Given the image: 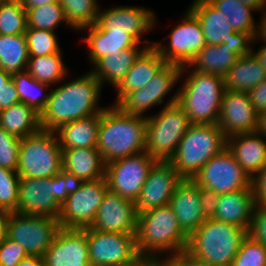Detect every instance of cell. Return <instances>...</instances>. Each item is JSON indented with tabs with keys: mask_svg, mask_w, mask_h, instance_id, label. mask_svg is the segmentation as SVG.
<instances>
[{
	"mask_svg": "<svg viewBox=\"0 0 266 266\" xmlns=\"http://www.w3.org/2000/svg\"><path fill=\"white\" fill-rule=\"evenodd\" d=\"M101 90L102 84L91 72L51 89L40 114L41 129L55 131L66 123L102 112L106 107L97 105Z\"/></svg>",
	"mask_w": 266,
	"mask_h": 266,
	"instance_id": "cell-1",
	"label": "cell"
},
{
	"mask_svg": "<svg viewBox=\"0 0 266 266\" xmlns=\"http://www.w3.org/2000/svg\"><path fill=\"white\" fill-rule=\"evenodd\" d=\"M146 116L131 115L112 104L101 112L97 149L105 164L145 151Z\"/></svg>",
	"mask_w": 266,
	"mask_h": 266,
	"instance_id": "cell-2",
	"label": "cell"
},
{
	"mask_svg": "<svg viewBox=\"0 0 266 266\" xmlns=\"http://www.w3.org/2000/svg\"><path fill=\"white\" fill-rule=\"evenodd\" d=\"M136 245L145 261L161 260V252H168L165 260H169L187 249L188 236L180 228L174 211L166 205L138 214Z\"/></svg>",
	"mask_w": 266,
	"mask_h": 266,
	"instance_id": "cell-3",
	"label": "cell"
},
{
	"mask_svg": "<svg viewBox=\"0 0 266 266\" xmlns=\"http://www.w3.org/2000/svg\"><path fill=\"white\" fill-rule=\"evenodd\" d=\"M245 228L215 219H206L188 237L186 251L212 266H230L243 239Z\"/></svg>",
	"mask_w": 266,
	"mask_h": 266,
	"instance_id": "cell-4",
	"label": "cell"
},
{
	"mask_svg": "<svg viewBox=\"0 0 266 266\" xmlns=\"http://www.w3.org/2000/svg\"><path fill=\"white\" fill-rule=\"evenodd\" d=\"M189 73L177 90L176 103L187 114L191 124H217L226 91L224 77L194 70Z\"/></svg>",
	"mask_w": 266,
	"mask_h": 266,
	"instance_id": "cell-5",
	"label": "cell"
},
{
	"mask_svg": "<svg viewBox=\"0 0 266 266\" xmlns=\"http://www.w3.org/2000/svg\"><path fill=\"white\" fill-rule=\"evenodd\" d=\"M225 147L226 137L218 124H191L169 162L183 178L192 179Z\"/></svg>",
	"mask_w": 266,
	"mask_h": 266,
	"instance_id": "cell-6",
	"label": "cell"
},
{
	"mask_svg": "<svg viewBox=\"0 0 266 266\" xmlns=\"http://www.w3.org/2000/svg\"><path fill=\"white\" fill-rule=\"evenodd\" d=\"M175 93L157 115L146 116L145 151L157 161H169L191 125Z\"/></svg>",
	"mask_w": 266,
	"mask_h": 266,
	"instance_id": "cell-7",
	"label": "cell"
},
{
	"mask_svg": "<svg viewBox=\"0 0 266 266\" xmlns=\"http://www.w3.org/2000/svg\"><path fill=\"white\" fill-rule=\"evenodd\" d=\"M62 148L54 131L21 138L17 173L20 178H50L62 171Z\"/></svg>",
	"mask_w": 266,
	"mask_h": 266,
	"instance_id": "cell-8",
	"label": "cell"
},
{
	"mask_svg": "<svg viewBox=\"0 0 266 266\" xmlns=\"http://www.w3.org/2000/svg\"><path fill=\"white\" fill-rule=\"evenodd\" d=\"M87 234L89 260L93 266H150L138 253L136 234L83 229Z\"/></svg>",
	"mask_w": 266,
	"mask_h": 266,
	"instance_id": "cell-9",
	"label": "cell"
},
{
	"mask_svg": "<svg viewBox=\"0 0 266 266\" xmlns=\"http://www.w3.org/2000/svg\"><path fill=\"white\" fill-rule=\"evenodd\" d=\"M107 190L106 177L76 182L72 192L61 205L59 226L65 229L91 227Z\"/></svg>",
	"mask_w": 266,
	"mask_h": 266,
	"instance_id": "cell-10",
	"label": "cell"
},
{
	"mask_svg": "<svg viewBox=\"0 0 266 266\" xmlns=\"http://www.w3.org/2000/svg\"><path fill=\"white\" fill-rule=\"evenodd\" d=\"M60 228L58 218L12 212L7 237L22 245L28 255L43 257Z\"/></svg>",
	"mask_w": 266,
	"mask_h": 266,
	"instance_id": "cell-11",
	"label": "cell"
},
{
	"mask_svg": "<svg viewBox=\"0 0 266 266\" xmlns=\"http://www.w3.org/2000/svg\"><path fill=\"white\" fill-rule=\"evenodd\" d=\"M156 162L154 157L144 151L107 163L105 177L108 189L135 202L140 195L149 170Z\"/></svg>",
	"mask_w": 266,
	"mask_h": 266,
	"instance_id": "cell-12",
	"label": "cell"
},
{
	"mask_svg": "<svg viewBox=\"0 0 266 266\" xmlns=\"http://www.w3.org/2000/svg\"><path fill=\"white\" fill-rule=\"evenodd\" d=\"M192 179L218 194L247 189L252 181L227 147L212 157Z\"/></svg>",
	"mask_w": 266,
	"mask_h": 266,
	"instance_id": "cell-13",
	"label": "cell"
},
{
	"mask_svg": "<svg viewBox=\"0 0 266 266\" xmlns=\"http://www.w3.org/2000/svg\"><path fill=\"white\" fill-rule=\"evenodd\" d=\"M183 20L174 26L167 36L169 44L153 43L166 63L180 67L187 66L194 57L206 46L203 30L198 19L187 9Z\"/></svg>",
	"mask_w": 266,
	"mask_h": 266,
	"instance_id": "cell-14",
	"label": "cell"
},
{
	"mask_svg": "<svg viewBox=\"0 0 266 266\" xmlns=\"http://www.w3.org/2000/svg\"><path fill=\"white\" fill-rule=\"evenodd\" d=\"M182 67L166 63L141 89L126 94L116 105L125 113L144 116L154 105L164 103V97L181 79Z\"/></svg>",
	"mask_w": 266,
	"mask_h": 266,
	"instance_id": "cell-15",
	"label": "cell"
},
{
	"mask_svg": "<svg viewBox=\"0 0 266 266\" xmlns=\"http://www.w3.org/2000/svg\"><path fill=\"white\" fill-rule=\"evenodd\" d=\"M154 12L143 7L114 6L110 9L99 10L95 25L102 31H124L130 33L139 43L146 47L153 42L141 39L142 34L149 32L156 25ZM143 40V41H142Z\"/></svg>",
	"mask_w": 266,
	"mask_h": 266,
	"instance_id": "cell-16",
	"label": "cell"
},
{
	"mask_svg": "<svg viewBox=\"0 0 266 266\" xmlns=\"http://www.w3.org/2000/svg\"><path fill=\"white\" fill-rule=\"evenodd\" d=\"M182 180L183 177L169 161H157L149 170L135 201L137 213L169 205L173 192Z\"/></svg>",
	"mask_w": 266,
	"mask_h": 266,
	"instance_id": "cell-17",
	"label": "cell"
},
{
	"mask_svg": "<svg viewBox=\"0 0 266 266\" xmlns=\"http://www.w3.org/2000/svg\"><path fill=\"white\" fill-rule=\"evenodd\" d=\"M138 213L135 202L109 189L99 206L95 221L89 228L101 232L136 234Z\"/></svg>",
	"mask_w": 266,
	"mask_h": 266,
	"instance_id": "cell-18",
	"label": "cell"
},
{
	"mask_svg": "<svg viewBox=\"0 0 266 266\" xmlns=\"http://www.w3.org/2000/svg\"><path fill=\"white\" fill-rule=\"evenodd\" d=\"M258 116L247 92L226 90L222 97L217 124L228 138L239 133L255 132L258 127Z\"/></svg>",
	"mask_w": 266,
	"mask_h": 266,
	"instance_id": "cell-19",
	"label": "cell"
},
{
	"mask_svg": "<svg viewBox=\"0 0 266 266\" xmlns=\"http://www.w3.org/2000/svg\"><path fill=\"white\" fill-rule=\"evenodd\" d=\"M42 258L44 266H81L90 263L86 232L83 229L60 228Z\"/></svg>",
	"mask_w": 266,
	"mask_h": 266,
	"instance_id": "cell-20",
	"label": "cell"
},
{
	"mask_svg": "<svg viewBox=\"0 0 266 266\" xmlns=\"http://www.w3.org/2000/svg\"><path fill=\"white\" fill-rule=\"evenodd\" d=\"M60 208L54 198L52 177L20 178L18 213L58 218Z\"/></svg>",
	"mask_w": 266,
	"mask_h": 266,
	"instance_id": "cell-21",
	"label": "cell"
},
{
	"mask_svg": "<svg viewBox=\"0 0 266 266\" xmlns=\"http://www.w3.org/2000/svg\"><path fill=\"white\" fill-rule=\"evenodd\" d=\"M188 10L198 19L206 45L248 43L242 35L232 28L227 17L208 0H194Z\"/></svg>",
	"mask_w": 266,
	"mask_h": 266,
	"instance_id": "cell-22",
	"label": "cell"
},
{
	"mask_svg": "<svg viewBox=\"0 0 266 266\" xmlns=\"http://www.w3.org/2000/svg\"><path fill=\"white\" fill-rule=\"evenodd\" d=\"M248 43H221L206 45L187 65L182 67L180 77H184L190 67L200 73L224 77L239 57L247 50Z\"/></svg>",
	"mask_w": 266,
	"mask_h": 266,
	"instance_id": "cell-23",
	"label": "cell"
},
{
	"mask_svg": "<svg viewBox=\"0 0 266 266\" xmlns=\"http://www.w3.org/2000/svg\"><path fill=\"white\" fill-rule=\"evenodd\" d=\"M182 231L189 237L206 220L199 199V185L193 179L183 178L170 199Z\"/></svg>",
	"mask_w": 266,
	"mask_h": 266,
	"instance_id": "cell-24",
	"label": "cell"
},
{
	"mask_svg": "<svg viewBox=\"0 0 266 266\" xmlns=\"http://www.w3.org/2000/svg\"><path fill=\"white\" fill-rule=\"evenodd\" d=\"M265 140L257 131L226 138V147L251 179L266 164Z\"/></svg>",
	"mask_w": 266,
	"mask_h": 266,
	"instance_id": "cell-25",
	"label": "cell"
},
{
	"mask_svg": "<svg viewBox=\"0 0 266 266\" xmlns=\"http://www.w3.org/2000/svg\"><path fill=\"white\" fill-rule=\"evenodd\" d=\"M62 170L76 182L105 177L106 164L97 148L62 149Z\"/></svg>",
	"mask_w": 266,
	"mask_h": 266,
	"instance_id": "cell-26",
	"label": "cell"
},
{
	"mask_svg": "<svg viewBox=\"0 0 266 266\" xmlns=\"http://www.w3.org/2000/svg\"><path fill=\"white\" fill-rule=\"evenodd\" d=\"M254 206L252 186L236 192L220 194L213 219L234 224L248 231Z\"/></svg>",
	"mask_w": 266,
	"mask_h": 266,
	"instance_id": "cell-27",
	"label": "cell"
},
{
	"mask_svg": "<svg viewBox=\"0 0 266 266\" xmlns=\"http://www.w3.org/2000/svg\"><path fill=\"white\" fill-rule=\"evenodd\" d=\"M165 64V60L153 46L147 47L135 60L125 78L115 88L118 93L113 104L116 105L126 94L147 85Z\"/></svg>",
	"mask_w": 266,
	"mask_h": 266,
	"instance_id": "cell-28",
	"label": "cell"
},
{
	"mask_svg": "<svg viewBox=\"0 0 266 266\" xmlns=\"http://www.w3.org/2000/svg\"><path fill=\"white\" fill-rule=\"evenodd\" d=\"M87 32V50L91 63L107 55L120 53L122 49L139 46V43L130 33L124 31H102L95 24L83 27L80 31Z\"/></svg>",
	"mask_w": 266,
	"mask_h": 266,
	"instance_id": "cell-29",
	"label": "cell"
},
{
	"mask_svg": "<svg viewBox=\"0 0 266 266\" xmlns=\"http://www.w3.org/2000/svg\"><path fill=\"white\" fill-rule=\"evenodd\" d=\"M147 47L133 46L122 49L120 53L99 58L90 72L103 85L110 83L116 88L127 75L135 60Z\"/></svg>",
	"mask_w": 266,
	"mask_h": 266,
	"instance_id": "cell-30",
	"label": "cell"
},
{
	"mask_svg": "<svg viewBox=\"0 0 266 266\" xmlns=\"http://www.w3.org/2000/svg\"><path fill=\"white\" fill-rule=\"evenodd\" d=\"M101 112L86 118L71 121L55 130L62 149L97 148Z\"/></svg>",
	"mask_w": 266,
	"mask_h": 266,
	"instance_id": "cell-31",
	"label": "cell"
},
{
	"mask_svg": "<svg viewBox=\"0 0 266 266\" xmlns=\"http://www.w3.org/2000/svg\"><path fill=\"white\" fill-rule=\"evenodd\" d=\"M266 79V72L256 58L246 50L224 76L225 90L249 92Z\"/></svg>",
	"mask_w": 266,
	"mask_h": 266,
	"instance_id": "cell-32",
	"label": "cell"
},
{
	"mask_svg": "<svg viewBox=\"0 0 266 266\" xmlns=\"http://www.w3.org/2000/svg\"><path fill=\"white\" fill-rule=\"evenodd\" d=\"M0 127L21 139L41 130L40 114L19 102L0 111Z\"/></svg>",
	"mask_w": 266,
	"mask_h": 266,
	"instance_id": "cell-33",
	"label": "cell"
},
{
	"mask_svg": "<svg viewBox=\"0 0 266 266\" xmlns=\"http://www.w3.org/2000/svg\"><path fill=\"white\" fill-rule=\"evenodd\" d=\"M217 10L221 11L232 25V28L248 42L255 36L257 25L252 12L253 7L245 5L240 0H208Z\"/></svg>",
	"mask_w": 266,
	"mask_h": 266,
	"instance_id": "cell-34",
	"label": "cell"
},
{
	"mask_svg": "<svg viewBox=\"0 0 266 266\" xmlns=\"http://www.w3.org/2000/svg\"><path fill=\"white\" fill-rule=\"evenodd\" d=\"M28 59L25 34H0V69L11 75L26 71Z\"/></svg>",
	"mask_w": 266,
	"mask_h": 266,
	"instance_id": "cell-35",
	"label": "cell"
},
{
	"mask_svg": "<svg viewBox=\"0 0 266 266\" xmlns=\"http://www.w3.org/2000/svg\"><path fill=\"white\" fill-rule=\"evenodd\" d=\"M62 51L46 56L29 57L26 71L37 81L50 86L63 81L67 67L62 60Z\"/></svg>",
	"mask_w": 266,
	"mask_h": 266,
	"instance_id": "cell-36",
	"label": "cell"
},
{
	"mask_svg": "<svg viewBox=\"0 0 266 266\" xmlns=\"http://www.w3.org/2000/svg\"><path fill=\"white\" fill-rule=\"evenodd\" d=\"M12 79L20 102L26 103L41 114L49 99V93L43 94V91L47 90L50 85L37 81L27 71L12 74Z\"/></svg>",
	"mask_w": 266,
	"mask_h": 266,
	"instance_id": "cell-37",
	"label": "cell"
},
{
	"mask_svg": "<svg viewBox=\"0 0 266 266\" xmlns=\"http://www.w3.org/2000/svg\"><path fill=\"white\" fill-rule=\"evenodd\" d=\"M71 29L79 31L96 23L99 4L96 0H58Z\"/></svg>",
	"mask_w": 266,
	"mask_h": 266,
	"instance_id": "cell-38",
	"label": "cell"
},
{
	"mask_svg": "<svg viewBox=\"0 0 266 266\" xmlns=\"http://www.w3.org/2000/svg\"><path fill=\"white\" fill-rule=\"evenodd\" d=\"M27 27L53 31L60 23L68 21L59 2H53L26 10Z\"/></svg>",
	"mask_w": 266,
	"mask_h": 266,
	"instance_id": "cell-39",
	"label": "cell"
},
{
	"mask_svg": "<svg viewBox=\"0 0 266 266\" xmlns=\"http://www.w3.org/2000/svg\"><path fill=\"white\" fill-rule=\"evenodd\" d=\"M27 29V12L19 1L0 3V34H25Z\"/></svg>",
	"mask_w": 266,
	"mask_h": 266,
	"instance_id": "cell-40",
	"label": "cell"
},
{
	"mask_svg": "<svg viewBox=\"0 0 266 266\" xmlns=\"http://www.w3.org/2000/svg\"><path fill=\"white\" fill-rule=\"evenodd\" d=\"M25 36L29 57L46 56L61 50L53 31L27 27Z\"/></svg>",
	"mask_w": 266,
	"mask_h": 266,
	"instance_id": "cell-41",
	"label": "cell"
},
{
	"mask_svg": "<svg viewBox=\"0 0 266 266\" xmlns=\"http://www.w3.org/2000/svg\"><path fill=\"white\" fill-rule=\"evenodd\" d=\"M20 176L17 171L0 166V208L12 212L18 210Z\"/></svg>",
	"mask_w": 266,
	"mask_h": 266,
	"instance_id": "cell-42",
	"label": "cell"
},
{
	"mask_svg": "<svg viewBox=\"0 0 266 266\" xmlns=\"http://www.w3.org/2000/svg\"><path fill=\"white\" fill-rule=\"evenodd\" d=\"M230 266H266V246L247 235Z\"/></svg>",
	"mask_w": 266,
	"mask_h": 266,
	"instance_id": "cell-43",
	"label": "cell"
},
{
	"mask_svg": "<svg viewBox=\"0 0 266 266\" xmlns=\"http://www.w3.org/2000/svg\"><path fill=\"white\" fill-rule=\"evenodd\" d=\"M21 139L0 127V166L17 171Z\"/></svg>",
	"mask_w": 266,
	"mask_h": 266,
	"instance_id": "cell-44",
	"label": "cell"
},
{
	"mask_svg": "<svg viewBox=\"0 0 266 266\" xmlns=\"http://www.w3.org/2000/svg\"><path fill=\"white\" fill-rule=\"evenodd\" d=\"M28 256L22 245L7 236L0 240V266H17L22 259Z\"/></svg>",
	"mask_w": 266,
	"mask_h": 266,
	"instance_id": "cell-45",
	"label": "cell"
},
{
	"mask_svg": "<svg viewBox=\"0 0 266 266\" xmlns=\"http://www.w3.org/2000/svg\"><path fill=\"white\" fill-rule=\"evenodd\" d=\"M247 235L266 246V204L254 206L252 221Z\"/></svg>",
	"mask_w": 266,
	"mask_h": 266,
	"instance_id": "cell-46",
	"label": "cell"
},
{
	"mask_svg": "<svg viewBox=\"0 0 266 266\" xmlns=\"http://www.w3.org/2000/svg\"><path fill=\"white\" fill-rule=\"evenodd\" d=\"M75 184L76 181L63 170L52 177L54 198L60 205L67 199Z\"/></svg>",
	"mask_w": 266,
	"mask_h": 266,
	"instance_id": "cell-47",
	"label": "cell"
},
{
	"mask_svg": "<svg viewBox=\"0 0 266 266\" xmlns=\"http://www.w3.org/2000/svg\"><path fill=\"white\" fill-rule=\"evenodd\" d=\"M220 194L199 186V199L202 206V214L205 219H213L216 213L217 202Z\"/></svg>",
	"mask_w": 266,
	"mask_h": 266,
	"instance_id": "cell-48",
	"label": "cell"
},
{
	"mask_svg": "<svg viewBox=\"0 0 266 266\" xmlns=\"http://www.w3.org/2000/svg\"><path fill=\"white\" fill-rule=\"evenodd\" d=\"M251 186L255 205L266 204V164L252 178Z\"/></svg>",
	"mask_w": 266,
	"mask_h": 266,
	"instance_id": "cell-49",
	"label": "cell"
},
{
	"mask_svg": "<svg viewBox=\"0 0 266 266\" xmlns=\"http://www.w3.org/2000/svg\"><path fill=\"white\" fill-rule=\"evenodd\" d=\"M250 102L258 114L266 111V79L249 92Z\"/></svg>",
	"mask_w": 266,
	"mask_h": 266,
	"instance_id": "cell-50",
	"label": "cell"
},
{
	"mask_svg": "<svg viewBox=\"0 0 266 266\" xmlns=\"http://www.w3.org/2000/svg\"><path fill=\"white\" fill-rule=\"evenodd\" d=\"M20 102L17 94L15 83L11 78L5 85L0 89V111L9 108Z\"/></svg>",
	"mask_w": 266,
	"mask_h": 266,
	"instance_id": "cell-51",
	"label": "cell"
},
{
	"mask_svg": "<svg viewBox=\"0 0 266 266\" xmlns=\"http://www.w3.org/2000/svg\"><path fill=\"white\" fill-rule=\"evenodd\" d=\"M175 266H212L208 263L201 261L192 255H190L186 250L180 252L176 256L169 259Z\"/></svg>",
	"mask_w": 266,
	"mask_h": 266,
	"instance_id": "cell-52",
	"label": "cell"
},
{
	"mask_svg": "<svg viewBox=\"0 0 266 266\" xmlns=\"http://www.w3.org/2000/svg\"><path fill=\"white\" fill-rule=\"evenodd\" d=\"M261 13L264 14L263 16L261 15V19H259L260 22L257 25L254 38L248 42L250 45L260 39L266 44V8Z\"/></svg>",
	"mask_w": 266,
	"mask_h": 266,
	"instance_id": "cell-53",
	"label": "cell"
},
{
	"mask_svg": "<svg viewBox=\"0 0 266 266\" xmlns=\"http://www.w3.org/2000/svg\"><path fill=\"white\" fill-rule=\"evenodd\" d=\"M247 50L256 58L266 72V44L260 46L257 52L254 53L252 45L247 44Z\"/></svg>",
	"mask_w": 266,
	"mask_h": 266,
	"instance_id": "cell-54",
	"label": "cell"
},
{
	"mask_svg": "<svg viewBox=\"0 0 266 266\" xmlns=\"http://www.w3.org/2000/svg\"><path fill=\"white\" fill-rule=\"evenodd\" d=\"M11 212L0 208V240L7 236V223Z\"/></svg>",
	"mask_w": 266,
	"mask_h": 266,
	"instance_id": "cell-55",
	"label": "cell"
},
{
	"mask_svg": "<svg viewBox=\"0 0 266 266\" xmlns=\"http://www.w3.org/2000/svg\"><path fill=\"white\" fill-rule=\"evenodd\" d=\"M53 2H58V0H20V3L25 10Z\"/></svg>",
	"mask_w": 266,
	"mask_h": 266,
	"instance_id": "cell-56",
	"label": "cell"
},
{
	"mask_svg": "<svg viewBox=\"0 0 266 266\" xmlns=\"http://www.w3.org/2000/svg\"><path fill=\"white\" fill-rule=\"evenodd\" d=\"M17 266H44V261L42 257L29 255L22 259Z\"/></svg>",
	"mask_w": 266,
	"mask_h": 266,
	"instance_id": "cell-57",
	"label": "cell"
},
{
	"mask_svg": "<svg viewBox=\"0 0 266 266\" xmlns=\"http://www.w3.org/2000/svg\"><path fill=\"white\" fill-rule=\"evenodd\" d=\"M245 5L253 7L256 12H261L266 8V0H240Z\"/></svg>",
	"mask_w": 266,
	"mask_h": 266,
	"instance_id": "cell-58",
	"label": "cell"
},
{
	"mask_svg": "<svg viewBox=\"0 0 266 266\" xmlns=\"http://www.w3.org/2000/svg\"><path fill=\"white\" fill-rule=\"evenodd\" d=\"M266 139V111L258 116V127L256 130Z\"/></svg>",
	"mask_w": 266,
	"mask_h": 266,
	"instance_id": "cell-59",
	"label": "cell"
},
{
	"mask_svg": "<svg viewBox=\"0 0 266 266\" xmlns=\"http://www.w3.org/2000/svg\"><path fill=\"white\" fill-rule=\"evenodd\" d=\"M12 78V75L5 70L0 69V89L5 87L6 83Z\"/></svg>",
	"mask_w": 266,
	"mask_h": 266,
	"instance_id": "cell-60",
	"label": "cell"
},
{
	"mask_svg": "<svg viewBox=\"0 0 266 266\" xmlns=\"http://www.w3.org/2000/svg\"><path fill=\"white\" fill-rule=\"evenodd\" d=\"M150 266H175L170 260H156V261H151Z\"/></svg>",
	"mask_w": 266,
	"mask_h": 266,
	"instance_id": "cell-61",
	"label": "cell"
},
{
	"mask_svg": "<svg viewBox=\"0 0 266 266\" xmlns=\"http://www.w3.org/2000/svg\"><path fill=\"white\" fill-rule=\"evenodd\" d=\"M81 266H93L91 263H84Z\"/></svg>",
	"mask_w": 266,
	"mask_h": 266,
	"instance_id": "cell-62",
	"label": "cell"
},
{
	"mask_svg": "<svg viewBox=\"0 0 266 266\" xmlns=\"http://www.w3.org/2000/svg\"><path fill=\"white\" fill-rule=\"evenodd\" d=\"M3 1H19L20 2V0H3Z\"/></svg>",
	"mask_w": 266,
	"mask_h": 266,
	"instance_id": "cell-63",
	"label": "cell"
}]
</instances>
